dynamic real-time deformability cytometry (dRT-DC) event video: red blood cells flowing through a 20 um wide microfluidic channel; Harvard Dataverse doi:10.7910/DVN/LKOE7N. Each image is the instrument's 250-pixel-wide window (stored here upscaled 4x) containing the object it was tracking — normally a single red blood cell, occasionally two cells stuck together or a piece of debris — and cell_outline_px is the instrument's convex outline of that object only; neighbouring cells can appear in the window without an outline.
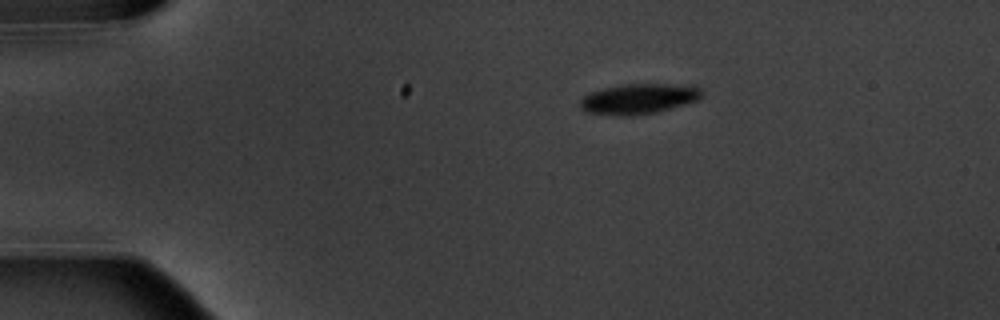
{"species": "common noctule bat (a hibernating species)", "species_latin": "Nyctalus noctula", "temperature_condition": "warm", "stored_images_in_passage": 4, "segment_of_instrument_passage": [1, 2], "camera_frame_rate_fps": 3000, "um_per_image_px": 0.085, "animal": {"sex": "male", "body_mass_g": 20.1, "forearm_length_mm": 53.5}, "frame": {"image": 1, "passage_image": 1, "time_ms": 0.0, "image_size_px": [1000, 320], "cell_outline_px": [[700, 96], [696, 100], [684, 104], [656, 112], [632, 116], [616, 116], [588, 112], [580, 108], [580, 100], [584, 96], [592, 92], [604, 88], [624, 84], [668, 84], [700, 88]], "centroid_in_image_um": [54.21, 8.41], "position_along_channel_um": 30.8, "area_um2": 21.04}}